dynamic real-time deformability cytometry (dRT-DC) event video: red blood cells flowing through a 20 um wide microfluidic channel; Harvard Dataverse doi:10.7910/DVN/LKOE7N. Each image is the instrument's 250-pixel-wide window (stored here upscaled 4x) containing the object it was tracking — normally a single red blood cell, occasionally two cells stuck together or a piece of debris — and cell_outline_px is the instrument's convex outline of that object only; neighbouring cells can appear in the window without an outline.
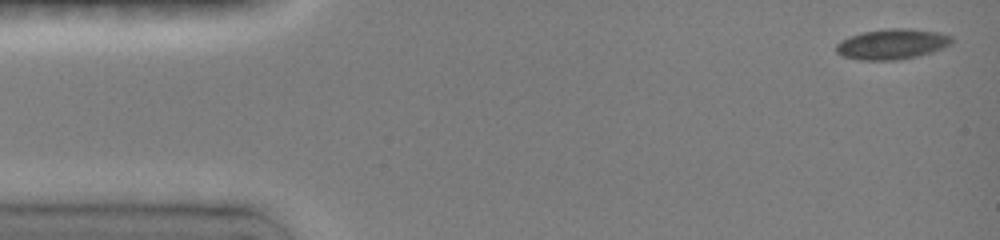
{"species": "common noctule bat (a hibernating species)", "species_latin": "Nyctalus noctula", "temperature_condition": "room temperature", "stored_images_in_passage": 6, "camera_frame_rate_fps": 3000, "um_per_image_px": 0.085, "animal": {"sex": "female", "body_mass_g": 19.0, "forearm_length_mm": 51.5}, "frame": {"image": 1, "passage_image": 1, "time_ms": 0.0, "image_size_px": [1000, 240], "cell_outline_px": [[952, 44], [932, 52], [916, 56], [896, 60], [860, 60], [844, 56], [836, 52], [836, 44], [840, 40], [864, 32], [888, 28], [908, 28], [940, 32], [952, 36]], "centroid_in_image_um": [75.85, 3.74], "position_along_channel_um": 9.2, "area_um2": 20.4}}
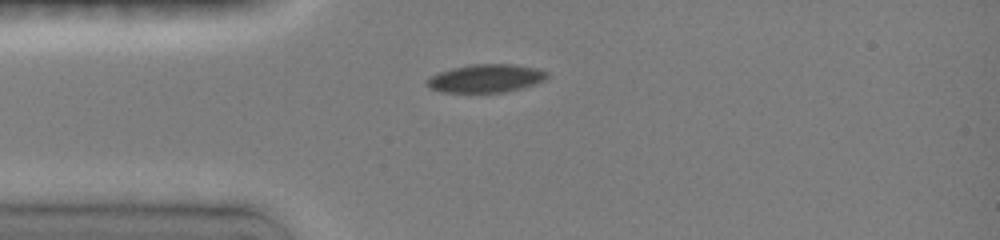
{"frame": {"image": 2, "passage_image": 5, "time_ms": 3.333, "image_size_px": [1000, 240], "cell_outline_px": [[548, 76], [544, 80], [520, 88], [504, 92], [444, 92], [432, 88], [428, 84], [428, 80], [432, 76], [440, 72], [452, 68], [472, 64], [512, 64], [532, 68], [548, 72]], "centroid_in_image_um": [41.31, 6.65], "position_along_channel_um": 43.7, "area_um2": 19.13}}